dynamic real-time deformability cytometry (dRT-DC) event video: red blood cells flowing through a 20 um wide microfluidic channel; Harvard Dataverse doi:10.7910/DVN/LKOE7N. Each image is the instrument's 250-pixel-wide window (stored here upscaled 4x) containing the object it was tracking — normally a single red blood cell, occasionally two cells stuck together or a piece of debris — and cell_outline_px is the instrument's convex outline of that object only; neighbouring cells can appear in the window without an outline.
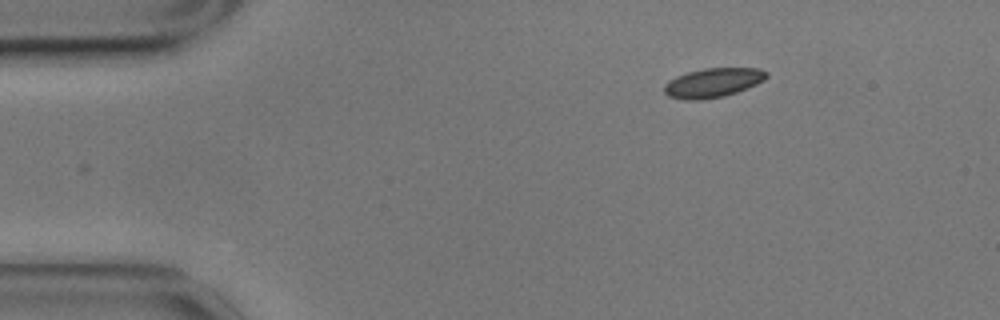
{"species": "common noctule bat (a hibernating species)", "species_latin": "Nyctalus noctula", "temperature_condition": "cold", "stored_images_in_passage": 50, "camera_frame_rate_fps": 3000, "um_per_image_px": 0.085, "animal": {"sex": "male", "body_mass_g": 17.9}, "frame": {"image": 1, "passage_image": 1, "time_ms": 0.0, "image_size_px": [1000, 320], "cell_outline_px": [[768, 76], [764, 80], [748, 88], [724, 96], [700, 100], [684, 100], [668, 96], [664, 92], [664, 84], [668, 80], [676, 76], [688, 72], [704, 68], [760, 68], [768, 72]], "centroid_in_image_um": [60.59, 7.03], "position_along_channel_um": 24.4, "area_um2": 17.57}}
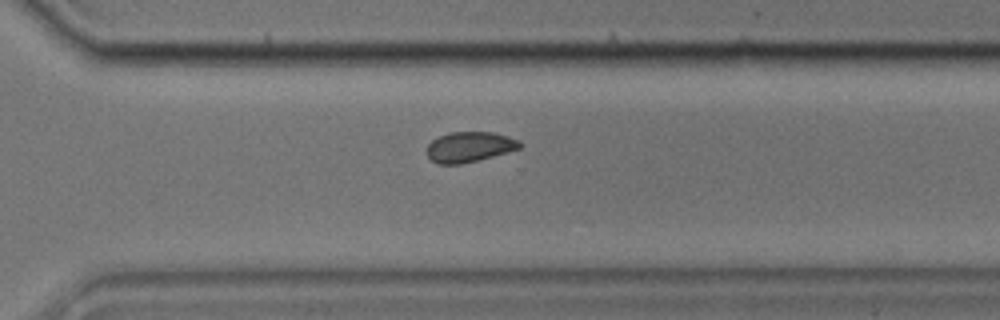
{"frame": {"image": 2, "passage_image": 33, "time_ms": 10.667, "image_size_px": [1000, 320], "cell_outline_px": [[524, 144], [520, 148], [508, 152], [460, 164], [436, 164], [428, 156], [428, 144], [432, 140], [448, 132], [492, 132], [508, 136], [520, 140]], "centroid_in_image_um": [39.93, 12.48], "position_along_channel_um": 330.7, "area_um2": 16.36}}
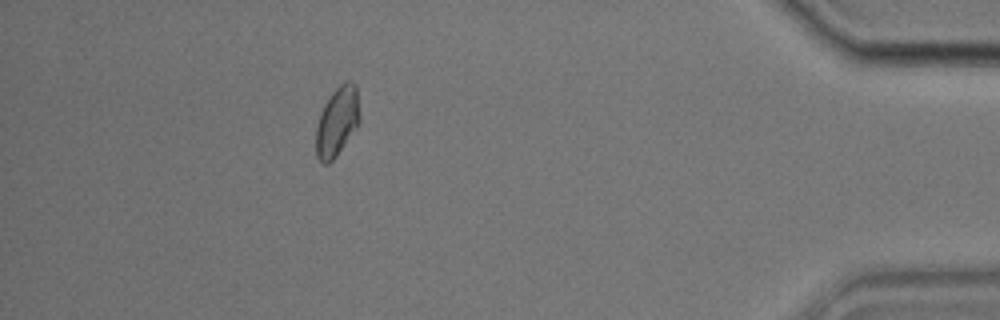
{"frame": {"image": 3, "passage_image": 44, "time_ms": 14.333, "image_size_px": [1000, 320], "cell_outline_px": [[360, 120], [336, 156], [328, 164], [324, 164], [316, 156], [316, 128], [320, 112], [324, 104], [332, 92], [340, 84], [348, 80], [352, 80], [356, 84], [360, 116]], "centroid_in_image_um": [28.65, 10.29], "position_along_channel_um": 406.6, "area_um2": 17.51}, "authors_computed_cell_mechanics": {"area_um2": 17.3978, "velocity_mm_per_s": 3.4822, "shape_relaxation_time_tau1_ms": 3.3193, "shape_relaxation_time_tau2_ms": 2.0745, "deformation_change_tau1": 0.0889, "deformation_change_tau2": 0.0577}}